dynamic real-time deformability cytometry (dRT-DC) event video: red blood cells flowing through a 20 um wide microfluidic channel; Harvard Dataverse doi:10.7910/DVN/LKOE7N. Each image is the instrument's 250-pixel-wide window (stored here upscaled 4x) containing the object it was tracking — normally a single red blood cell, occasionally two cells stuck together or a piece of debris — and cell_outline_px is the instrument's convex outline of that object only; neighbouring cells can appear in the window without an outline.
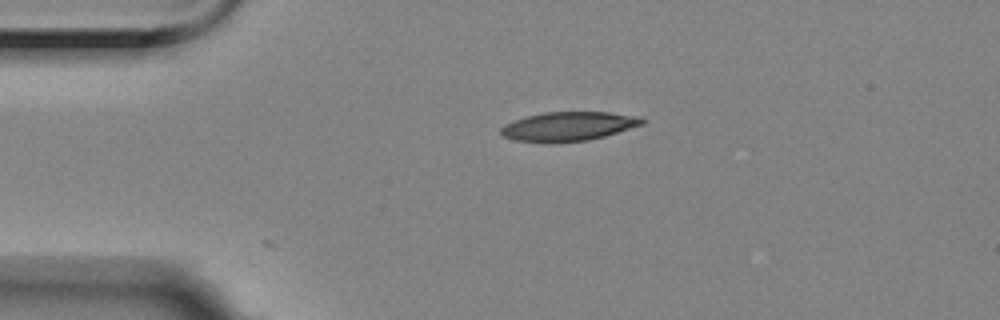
{"species": "Egyptian fruit bat (a non-hibernating species)", "species_latin": "Rousettus aegyptiacus", "temperature_condition": "room temperature", "stored_images_in_passage": 16, "camera_frame_rate_fps": 3000, "um_per_image_px": 0.085, "animal": {"sex": "female"}, "frame": {"image": 1, "passage_image": 1, "time_ms": 0.0, "image_size_px": [1000, 320], "cell_outline_px": [[648, 120], [644, 124], [604, 136], [588, 140], [516, 140], [504, 136], [500, 132], [500, 128], [504, 124], [528, 116], [544, 112], [608, 112], [640, 116]], "centroid_in_image_um": [48.41, 10.69], "position_along_channel_um": 36.6, "area_um2": 23.12}}
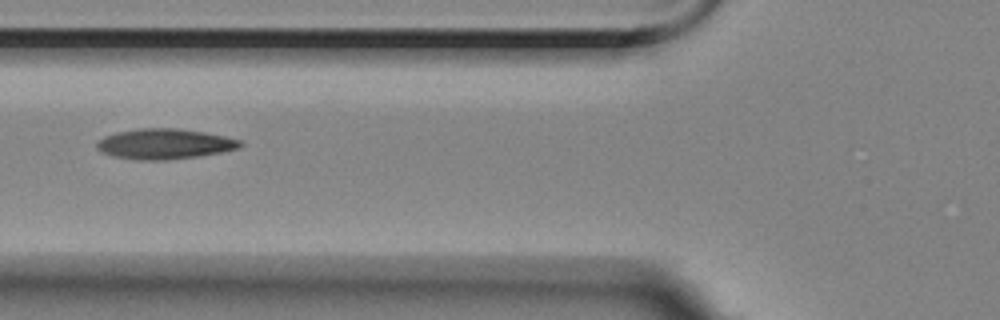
{"frame": {"image": 2, "passage_image": 10, "time_ms": 3.0, "image_size_px": [1000, 320], "cell_outline_px": [[244, 144], [240, 148], [220, 152], [196, 156], [164, 160], [140, 160], [116, 156], [104, 152], [96, 148], [96, 144], [104, 136], [116, 132], [140, 128], [176, 128], [204, 132], [224, 136], [240, 140]], "centroid_in_image_um": [14.01, 12.22], "position_along_channel_um": 111.8, "area_um2": 25.03}}
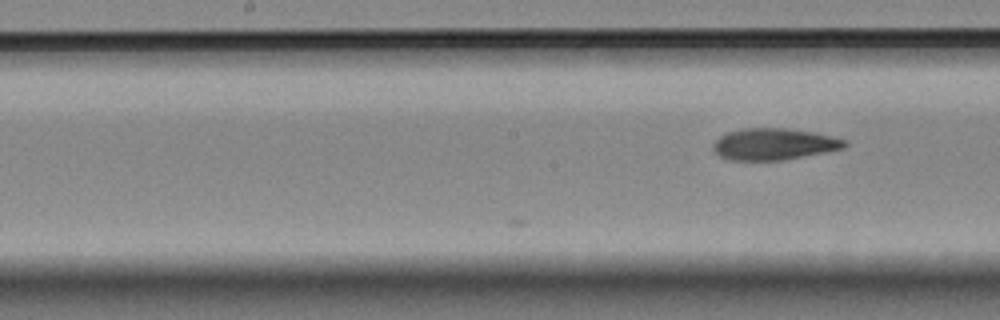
{"frame": {"image": 3, "passage_image": 16, "time_ms": 5.0, "image_size_px": [1000, 320], "cell_outline_px": [[848, 144], [844, 148], [824, 152], [780, 160], [732, 160], [720, 156], [712, 148], [712, 144], [720, 136], [728, 132], [744, 128], [784, 128], [812, 132], [848, 140]], "centroid_in_image_um": [65.77, 12.24], "position_along_channel_um": 182.4, "area_um2": 23.93}}